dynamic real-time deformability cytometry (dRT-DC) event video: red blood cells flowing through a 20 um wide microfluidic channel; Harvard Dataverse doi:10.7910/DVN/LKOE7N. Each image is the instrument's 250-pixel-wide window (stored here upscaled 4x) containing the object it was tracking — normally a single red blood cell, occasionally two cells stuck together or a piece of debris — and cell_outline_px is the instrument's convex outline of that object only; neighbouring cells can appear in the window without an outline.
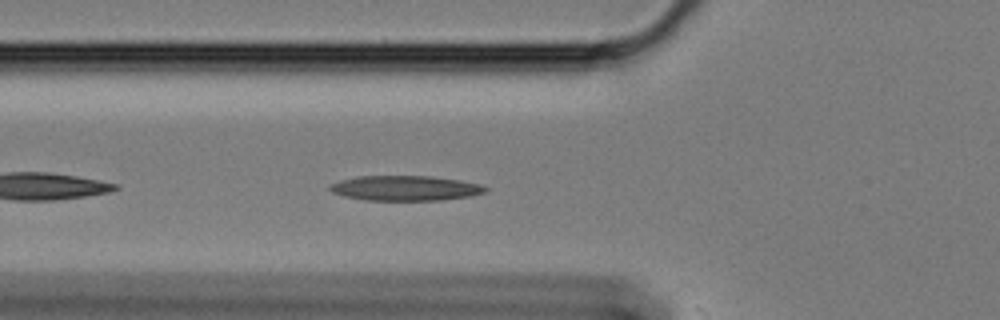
{"species": "Egyptian fruit bat (a non-hibernating species)", "species_latin": "Rousettus aegyptiacus", "temperature_condition": "cold", "stored_images_in_passage": 6, "camera_frame_rate_fps": 3000, "um_per_image_px": 0.085, "animal": {"sex": "female"}, "frame": {"image": 1, "passage_image": 5, "time_ms": 1.333, "image_size_px": [1000, 320], "cell_outline_px": [[488, 188], [484, 192], [472, 196], [440, 200], [364, 200], [344, 196], [332, 192], [328, 188], [332, 184], [340, 180], [360, 176], [432, 176], [460, 180], [480, 184]], "centroid_in_image_um": [34.46, 15.99], "position_along_channel_um": 91.3, "area_um2": 22.6}}